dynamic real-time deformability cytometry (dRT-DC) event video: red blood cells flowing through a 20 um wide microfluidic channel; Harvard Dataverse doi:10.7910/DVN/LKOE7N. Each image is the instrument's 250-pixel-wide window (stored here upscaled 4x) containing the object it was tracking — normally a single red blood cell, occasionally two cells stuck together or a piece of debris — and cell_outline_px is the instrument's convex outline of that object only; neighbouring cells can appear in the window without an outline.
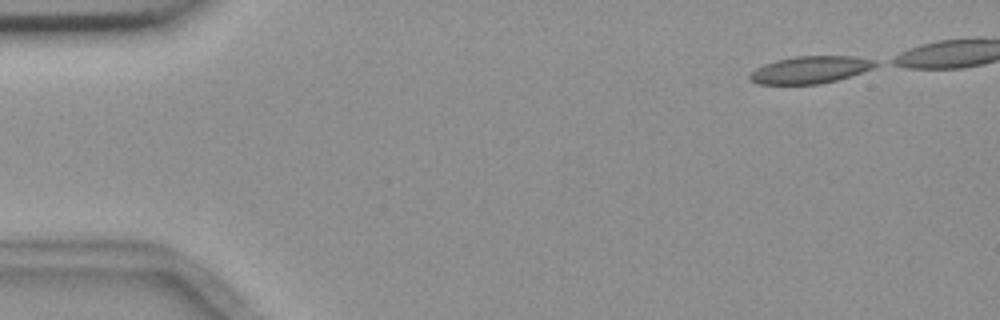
{"species": "common noctule bat (a hibernating species)", "species_latin": "Nyctalus noctula", "temperature_condition": "room temperature", "stored_images_in_passage": 5, "camera_frame_rate_fps": 3000, "um_per_image_px": 0.085, "animal": {"sex": "female", "body_mass_g": 18.4}, "frame": {"image": 1, "passage_image": 1, "time_ms": 0.0, "image_size_px": [1000, 320], "cell_outline_px": [[880, 64], [872, 68], [836, 80], [820, 84], [760, 84], [752, 80], [748, 76], [756, 68], [764, 64], [776, 60], [796, 56], [856, 56], [876, 60]], "centroid_in_image_um": [68.89, 5.92], "position_along_channel_um": 16.1, "area_um2": 19.77}}